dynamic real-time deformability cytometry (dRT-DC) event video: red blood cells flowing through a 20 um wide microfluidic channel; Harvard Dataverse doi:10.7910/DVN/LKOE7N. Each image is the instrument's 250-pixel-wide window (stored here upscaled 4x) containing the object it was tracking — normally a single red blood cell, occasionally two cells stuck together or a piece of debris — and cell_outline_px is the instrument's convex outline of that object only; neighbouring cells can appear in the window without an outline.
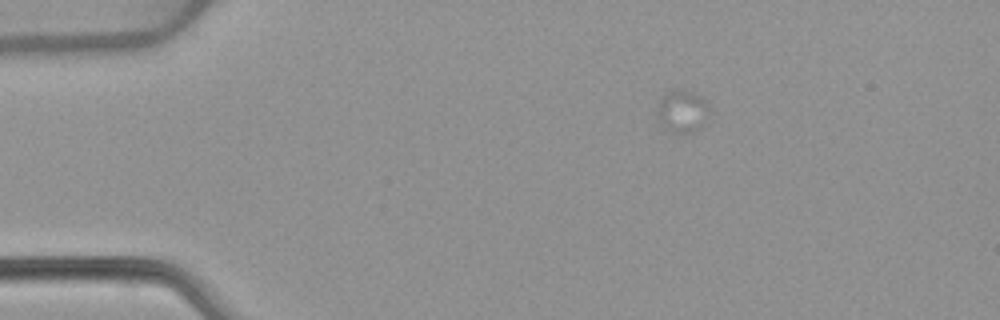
{"species": "common noctule bat (a hibernating species)", "species_latin": "Nyctalus noctula", "temperature_condition": "warm", "stored_images_in_passage": 8, "camera_frame_rate_fps": 3000, "um_per_image_px": 0.085, "animal": {"sex": "female", "body_mass_g": 22.7, "forearm_length_mm": 54.2}, "frame": {"image": 1, "passage_image": 2, "time_ms": 0.333, "image_size_px": [1000, 320], "cell_outline_px": [[708, 112], [704, 124], [700, 128], [692, 132], [680, 132], [656, 116], [660, 104], [664, 96], [668, 92], [676, 88], [684, 88], [700, 96], [708, 104]], "centroid_in_image_um": [58.08, 9.37], "position_along_channel_um": 26.9, "area_um2": 12.02}}